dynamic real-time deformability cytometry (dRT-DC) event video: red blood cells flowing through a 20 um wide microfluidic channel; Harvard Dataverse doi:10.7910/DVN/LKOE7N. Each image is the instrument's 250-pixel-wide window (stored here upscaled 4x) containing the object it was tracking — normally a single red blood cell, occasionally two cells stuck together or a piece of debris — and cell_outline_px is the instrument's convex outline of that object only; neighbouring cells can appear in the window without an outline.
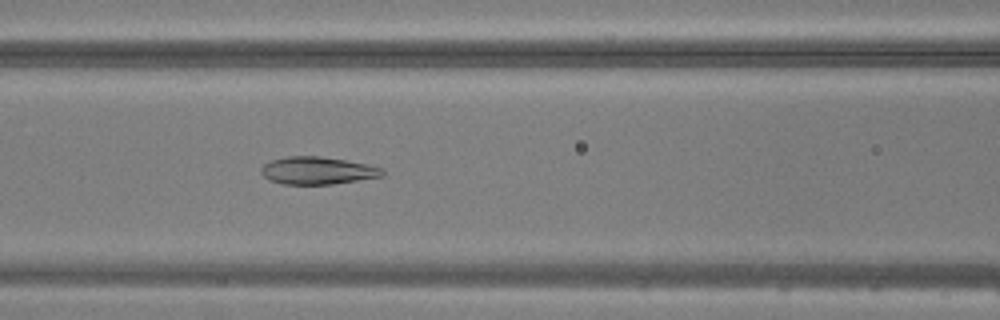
{"species": "common noctule bat (a hibernating species)", "species_latin": "Nyctalus noctula", "temperature_condition": "warm", "stored_images_in_passage": 33, "camera_frame_rate_fps": 3000, "um_per_image_px": 0.085, "animal": {"sex": "male", "body_mass_g": 20.5, "forearm_length_mm": 52.5}, "frame": {"image": 1, "passage_image": 9, "time_ms": 2.667, "image_size_px": [1000, 320], "cell_outline_px": [[384, 176], [332, 184], [280, 184], [268, 180], [260, 172], [260, 168], [264, 164], [272, 160], [288, 156], [320, 156], [344, 160], [384, 168]], "centroid_in_image_um": [26.96, 14.5], "position_along_channel_um": 139.6, "area_um2": 19.42}}
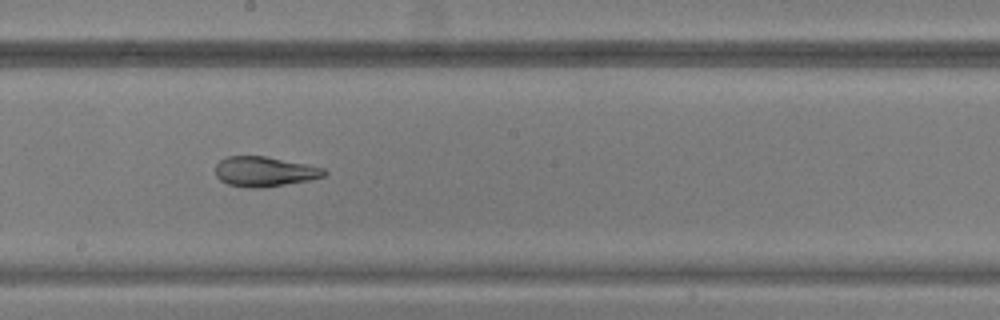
{"frame": {"image": 2, "passage_image": 15, "time_ms": 4.667, "image_size_px": [1000, 320], "cell_outline_px": [[328, 172], [324, 176], [308, 180], [264, 188], [248, 188], [228, 184], [220, 180], [216, 176], [216, 164], [220, 160], [228, 156], [264, 156], [324, 168]], "centroid_in_image_um": [22.46, 14.59], "position_along_channel_um": 225.7, "area_um2": 18.84}}
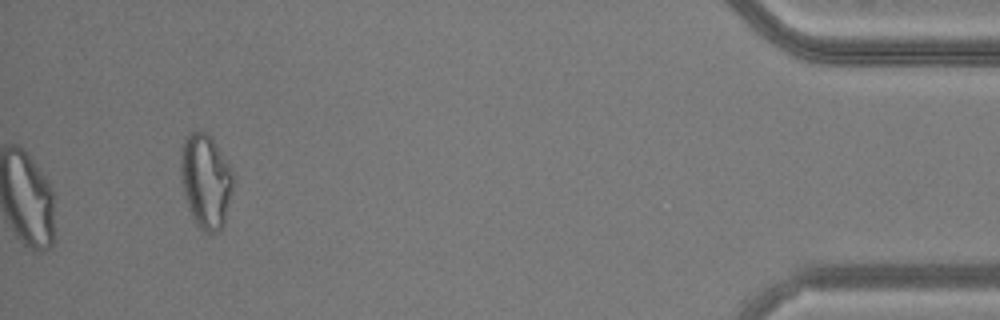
{"frame": {"image": 3, "passage_image": 33, "time_ms": 10.667, "image_size_px": [1000, 320], "cell_outline_px": [[232, 188], [224, 224], [216, 232], [204, 232], [196, 224], [188, 208], [184, 196], [180, 172], [180, 160], [184, 140], [188, 132], [208, 132], [228, 164], [232, 172]], "centroid_in_image_um": [17.46, 15.39], "position_along_channel_um": 417.7, "area_um2": 28.44}}